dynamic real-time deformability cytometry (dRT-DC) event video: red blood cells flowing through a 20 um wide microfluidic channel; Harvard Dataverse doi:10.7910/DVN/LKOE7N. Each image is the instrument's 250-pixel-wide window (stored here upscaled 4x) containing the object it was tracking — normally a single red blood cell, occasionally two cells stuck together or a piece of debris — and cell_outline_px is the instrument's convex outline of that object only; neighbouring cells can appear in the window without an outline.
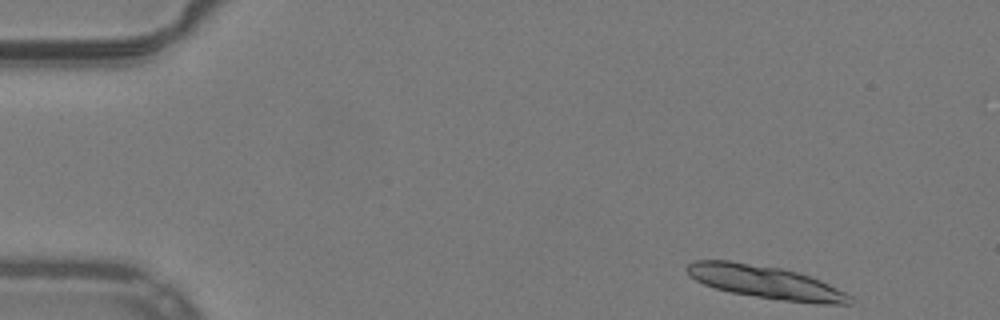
{"species": "common noctule bat (a hibernating species)", "species_latin": "Nyctalus noctula", "temperature_condition": "warm", "stored_images_in_passage": 12, "camera_frame_rate_fps": 3000, "um_per_image_px": 0.085, "animal": {"sex": "male", "body_mass_g": 19.2, "forearm_length_mm": 51.8}, "frame": {"image": 1, "passage_image": 1, "time_ms": 0.0, "image_size_px": [1000, 320], "cell_outline_px": [[852, 304], [816, 304], [784, 300], [756, 296], [732, 292], [716, 288], [704, 284], [688, 276], [684, 268], [688, 264], [696, 260], [728, 260], [780, 268], [812, 276], [852, 296]], "centroid_in_image_um": [65.06, 23.98], "position_along_channel_um": 19.9, "area_um2": 31.04}}